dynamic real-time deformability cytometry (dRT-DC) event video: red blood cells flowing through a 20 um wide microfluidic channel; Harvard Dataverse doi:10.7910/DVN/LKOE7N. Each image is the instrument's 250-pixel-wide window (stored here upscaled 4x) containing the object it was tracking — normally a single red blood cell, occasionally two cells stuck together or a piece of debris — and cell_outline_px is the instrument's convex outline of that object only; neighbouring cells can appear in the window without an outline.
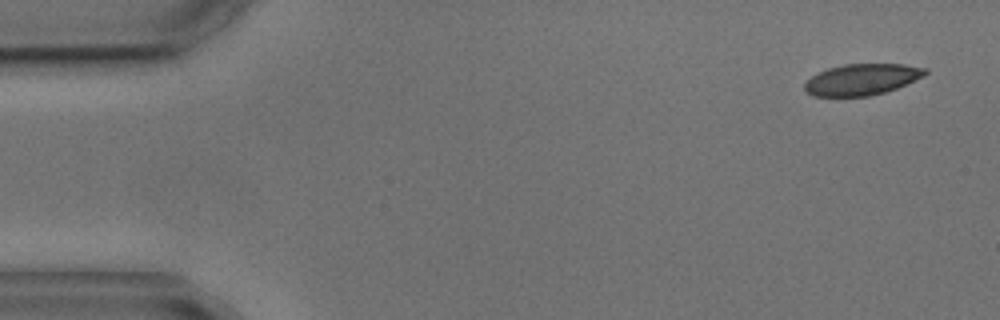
{"species": "common noctule bat (a hibernating species)", "species_latin": "Nyctalus noctula", "temperature_condition": "cold", "stored_images_in_passage": 5, "camera_frame_rate_fps": 3000, "um_per_image_px": 0.085, "animal": {"sex": "male", "body_mass_g": 17.9, "forearm_length_mm": 54.2}, "frame": {"image": 1, "passage_image": 1, "time_ms": 0.0, "image_size_px": [1000, 320], "cell_outline_px": [[928, 72], [924, 76], [896, 88], [884, 92], [868, 96], [812, 96], [804, 92], [804, 84], [812, 76], [828, 68], [844, 64], [904, 64], [928, 68]], "centroid_in_image_um": [73.26, 6.75], "position_along_channel_um": 11.7, "area_um2": 21.91}}
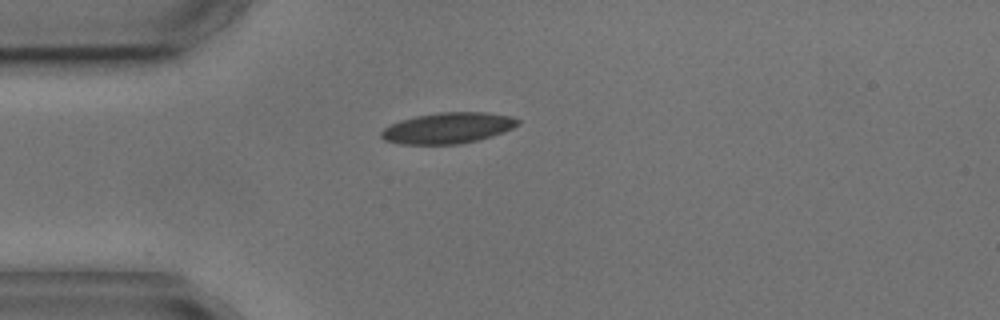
{"frame": {"image": 2, "passage_image": 4, "time_ms": 3.667, "image_size_px": [1000, 320], "cell_outline_px": [[520, 124], [504, 132], [492, 136], [460, 144], [400, 144], [384, 140], [380, 136], [380, 132], [384, 128], [400, 120], [416, 116], [440, 112], [488, 112], [512, 116], [520, 120]], "centroid_in_image_um": [38.09, 10.88], "position_along_channel_um": 46.9, "area_um2": 24.68}}